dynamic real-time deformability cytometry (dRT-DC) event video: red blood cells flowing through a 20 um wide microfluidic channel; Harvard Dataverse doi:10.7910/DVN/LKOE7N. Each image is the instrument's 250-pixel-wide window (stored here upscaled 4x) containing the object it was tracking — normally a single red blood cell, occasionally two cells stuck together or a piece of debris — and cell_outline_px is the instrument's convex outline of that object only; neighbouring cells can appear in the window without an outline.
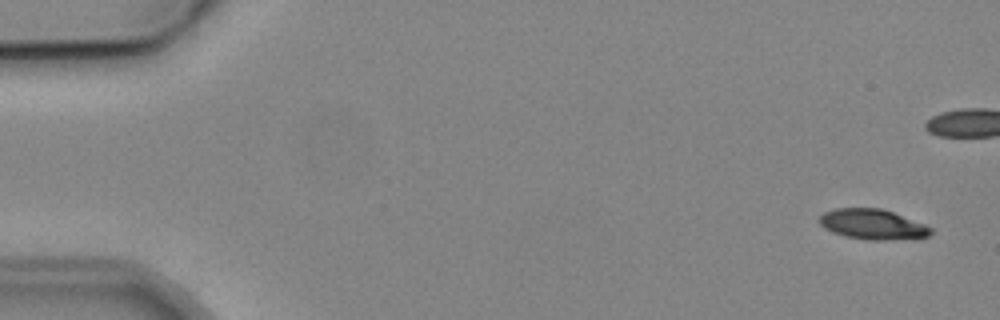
{"species": "common noctule bat (a hibernating species)", "species_latin": "Nyctalus noctula", "temperature_condition": "cold", "stored_images_in_passage": 7, "camera_frame_rate_fps": 3000, "um_per_image_px": 0.085, "animal": {"sex": "male", "body_mass_g": 19.2, "forearm_length_mm": 51.8}, "frame": {"image": 1, "passage_image": 1, "time_ms": 0.0, "image_size_px": [1000, 320], "cell_outline_px": [[932, 232], [928, 236], [884, 240], [868, 240], [848, 236], [832, 232], [824, 228], [816, 220], [824, 212], [836, 208], [880, 208], [892, 212], [924, 224], [932, 228]], "centroid_in_image_um": [74.12, 19.06], "position_along_channel_um": 10.9, "area_um2": 19.36}}